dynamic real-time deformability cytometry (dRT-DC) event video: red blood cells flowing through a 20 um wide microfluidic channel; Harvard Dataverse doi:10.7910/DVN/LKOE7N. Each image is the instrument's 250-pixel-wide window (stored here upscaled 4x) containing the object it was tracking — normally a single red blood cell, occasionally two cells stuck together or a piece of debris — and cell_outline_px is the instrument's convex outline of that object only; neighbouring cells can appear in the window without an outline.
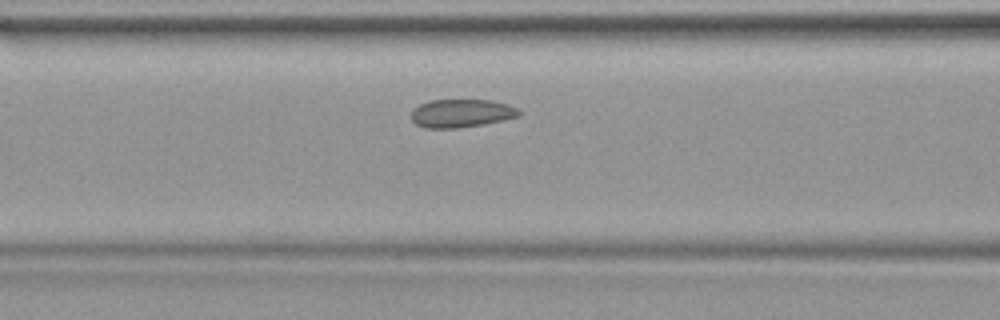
{"species": "common noctule bat (a hibernating species)", "species_latin": "Nyctalus noctula", "temperature_condition": "warm", "stored_images_in_passage": 34, "camera_frame_rate_fps": 3000, "um_per_image_px": 0.085, "animal": {"sex": "female", "body_mass_g": 19.9}, "frame": {"image": 1, "passage_image": 10, "time_ms": 3.0, "image_size_px": [1000, 320], "cell_outline_px": [[524, 112], [520, 116], [504, 120], [484, 124], [460, 128], [424, 128], [416, 124], [412, 120], [412, 108], [428, 100], [492, 100], [508, 104]], "centroid_in_image_um": [39.24, 9.63], "position_along_channel_um": 127.4, "area_um2": 17.98}}